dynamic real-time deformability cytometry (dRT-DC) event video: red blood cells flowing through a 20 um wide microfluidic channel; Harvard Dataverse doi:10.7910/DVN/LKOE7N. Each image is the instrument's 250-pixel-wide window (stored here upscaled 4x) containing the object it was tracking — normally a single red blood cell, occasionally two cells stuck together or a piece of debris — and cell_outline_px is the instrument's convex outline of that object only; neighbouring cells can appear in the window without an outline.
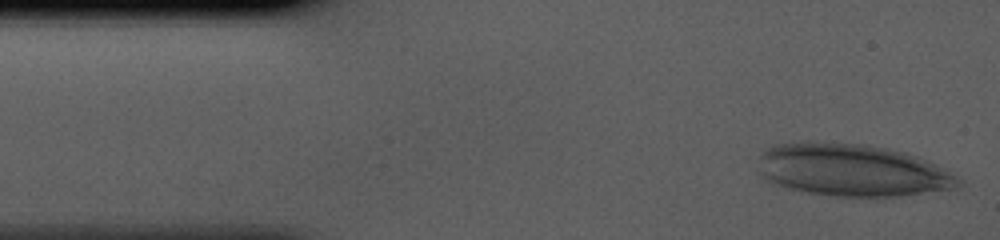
{"species": "human", "species_latin": "Homo sapiens", "temperature_condition": "cold", "stored_images_in_passage": 38, "camera_frame_rate_fps": 3000, "um_per_image_px": 0.085, "donor": {"sex": "male"}, "frame": {"image": 1, "passage_image": 1, "time_ms": 0.0, "image_size_px": [1000, 240], "cell_outline_px": [[960, 188], [900, 196], [836, 196], [808, 192], [784, 188], [768, 184], [756, 172], [760, 152], [764, 148], [772, 144], [800, 140], [816, 140], [864, 144], [888, 148], [904, 152], [916, 156], [956, 176], [960, 180]], "centroid_in_image_um": [72.25, 14.44], "position_along_channel_um": 12.7, "area_um2": 62.25}}
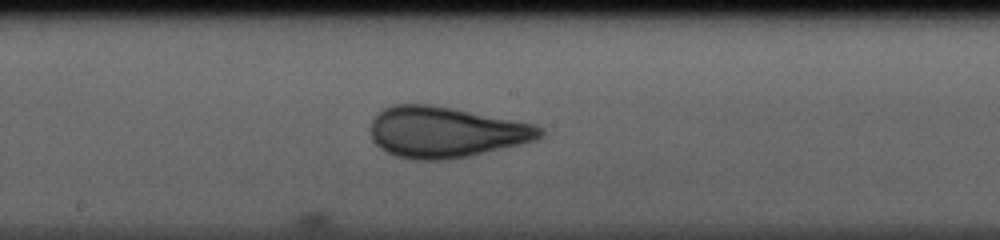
{"frame": {"image": 2, "passage_image": 20, "time_ms": 6.333, "image_size_px": [1000, 240], "cell_outline_px": [[544, 136], [536, 140], [520, 144], [468, 156], [448, 160], [412, 160], [396, 156], [380, 148], [372, 140], [372, 120], [384, 108], [396, 104], [428, 104], [452, 108], [536, 124], [544, 128]], "centroid_in_image_um": [37.92, 11.24], "position_along_channel_um": 210.3, "area_um2": 50.17}}
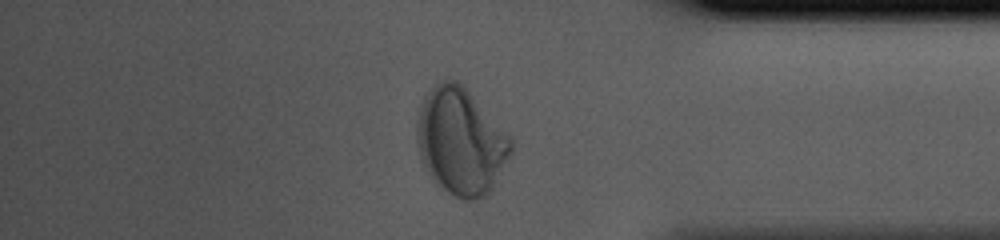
{"frame": {"image": 3, "passage_image": 34, "time_ms": 11.0, "image_size_px": [1000, 240], "cell_outline_px": [[512, 152], [492, 188], [484, 196], [472, 200], [464, 200], [448, 192], [432, 180], [424, 168], [420, 156], [416, 136], [416, 120], [420, 104], [424, 96], [436, 84], [444, 80], [456, 80], [464, 84], [512, 136]], "centroid_in_image_um": [39.17, 11.98], "position_along_channel_um": 396.0, "area_um2": 59.01}}